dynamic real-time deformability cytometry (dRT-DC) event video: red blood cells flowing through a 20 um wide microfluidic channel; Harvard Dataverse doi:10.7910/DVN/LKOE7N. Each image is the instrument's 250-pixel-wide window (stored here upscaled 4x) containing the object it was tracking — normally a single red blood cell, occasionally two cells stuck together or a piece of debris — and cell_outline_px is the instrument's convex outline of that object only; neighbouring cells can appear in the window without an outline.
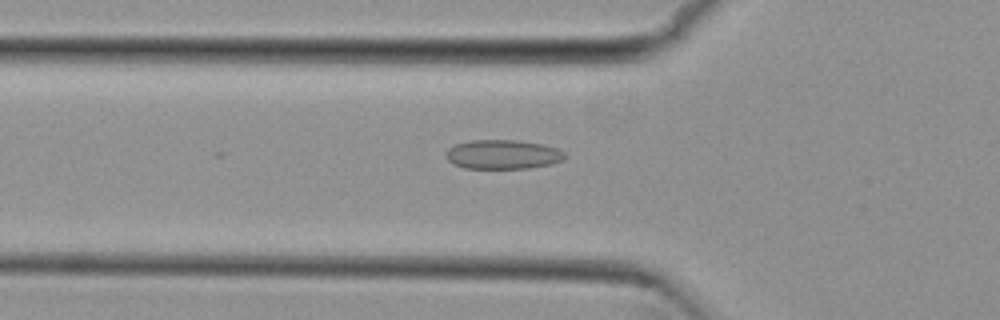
{"species": "common noctule bat (a hibernating species)", "species_latin": "Nyctalus noctula", "temperature_condition": "cold", "stored_images_in_passage": 54, "camera_frame_rate_fps": 3000, "um_per_image_px": 0.085, "animal": {"sex": "female", "body_mass_g": 29.2, "forearm_length_mm": 56.3}, "frame": {"image": 1, "passage_image": 18, "time_ms": 5.667, "image_size_px": [1000, 320], "cell_outline_px": [[564, 160], [552, 164], [528, 168], [464, 168], [452, 164], [444, 156], [448, 148], [456, 144], [472, 140], [516, 140], [544, 144], [556, 148], [564, 152]], "centroid_in_image_um": [42.72, 13.13], "position_along_channel_um": 83.1, "area_um2": 20.35}}
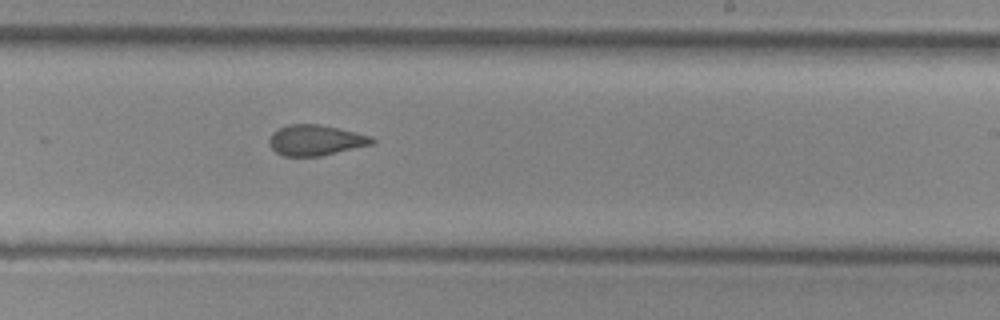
{"frame": {"image": 2, "passage_image": 32, "time_ms": 10.333, "image_size_px": [1000, 320], "cell_outline_px": [[376, 140], [372, 144], [320, 156], [284, 156], [276, 152], [268, 144], [268, 140], [272, 132], [288, 124], [320, 124], [372, 136]], "centroid_in_image_um": [26.8, 11.91], "position_along_channel_um": 262.2, "area_um2": 18.26}}
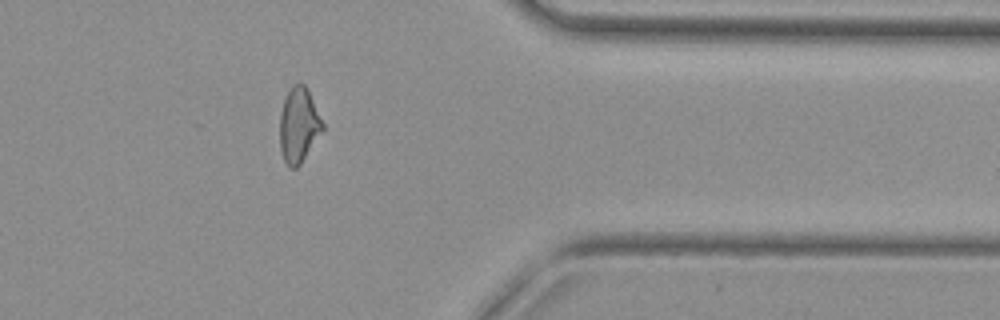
{"frame": {"image": 3, "passage_image": 43, "time_ms": 14.0, "image_size_px": [1000, 320], "cell_outline_px": [[324, 128], [300, 164], [296, 168], [288, 168], [284, 160], [280, 148], [280, 112], [284, 100], [292, 84], [300, 80], [308, 88], [324, 124]], "centroid_in_image_um": [25.39, 10.59], "position_along_channel_um": 386.0, "area_um2": 18.79}}